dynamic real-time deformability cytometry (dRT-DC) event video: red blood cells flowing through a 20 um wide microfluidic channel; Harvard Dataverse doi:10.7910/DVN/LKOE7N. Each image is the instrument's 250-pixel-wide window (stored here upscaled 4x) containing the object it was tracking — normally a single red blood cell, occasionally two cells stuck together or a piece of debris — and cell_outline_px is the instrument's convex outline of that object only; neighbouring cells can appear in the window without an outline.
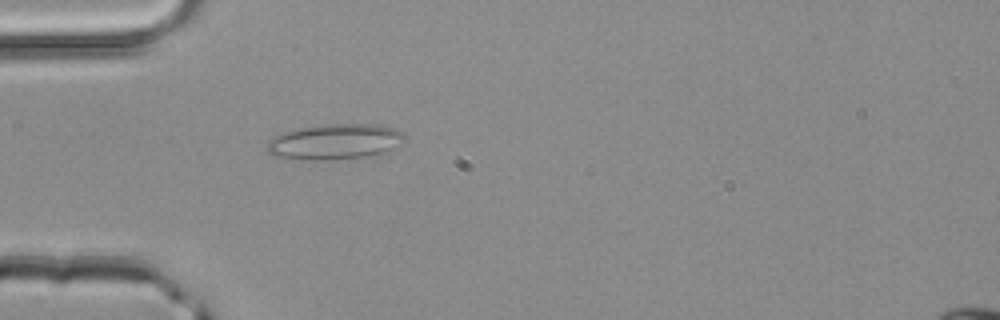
{"species": "common noctule bat (a hibernating species)", "species_latin": "Nyctalus noctula", "temperature_condition": "room temperature", "stored_images_in_passage": 1, "camera_frame_rate_fps": 3000, "um_per_image_px": 0.085, "animal": {"sex": "male", "body_mass_g": 20.4}, "frame": {"image": 1, "passage_image": 1, "time_ms": 0.0, "image_size_px": [1000, 320], "cell_outline_px": [[404, 144], [400, 148], [364, 156], [320, 160], [308, 160], [276, 156], [268, 152], [268, 140], [280, 132], [300, 128], [328, 124], [376, 124], [396, 128], [404, 132]], "centroid_in_image_um": [28.52, 12.03], "position_along_channel_um": 56.5, "area_um2": 28.5}}